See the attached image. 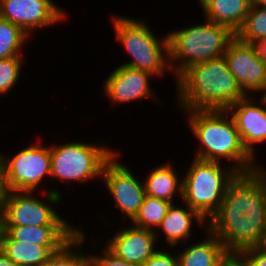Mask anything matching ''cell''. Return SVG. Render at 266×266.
<instances>
[{
    "label": "cell",
    "mask_w": 266,
    "mask_h": 266,
    "mask_svg": "<svg viewBox=\"0 0 266 266\" xmlns=\"http://www.w3.org/2000/svg\"><path fill=\"white\" fill-rule=\"evenodd\" d=\"M207 229L228 253L259 246L266 229V199L253 172L239 173L231 182Z\"/></svg>",
    "instance_id": "cell-1"
},
{
    "label": "cell",
    "mask_w": 266,
    "mask_h": 266,
    "mask_svg": "<svg viewBox=\"0 0 266 266\" xmlns=\"http://www.w3.org/2000/svg\"><path fill=\"white\" fill-rule=\"evenodd\" d=\"M11 192L7 177L6 155L0 152V200Z\"/></svg>",
    "instance_id": "cell-30"
},
{
    "label": "cell",
    "mask_w": 266,
    "mask_h": 266,
    "mask_svg": "<svg viewBox=\"0 0 266 266\" xmlns=\"http://www.w3.org/2000/svg\"><path fill=\"white\" fill-rule=\"evenodd\" d=\"M253 45L256 48L258 57L266 65V38L258 40L257 42L253 43Z\"/></svg>",
    "instance_id": "cell-33"
},
{
    "label": "cell",
    "mask_w": 266,
    "mask_h": 266,
    "mask_svg": "<svg viewBox=\"0 0 266 266\" xmlns=\"http://www.w3.org/2000/svg\"><path fill=\"white\" fill-rule=\"evenodd\" d=\"M203 232L206 234L205 239L182 244L184 249L177 251L178 266H217L228 254L213 233L208 229Z\"/></svg>",
    "instance_id": "cell-19"
},
{
    "label": "cell",
    "mask_w": 266,
    "mask_h": 266,
    "mask_svg": "<svg viewBox=\"0 0 266 266\" xmlns=\"http://www.w3.org/2000/svg\"><path fill=\"white\" fill-rule=\"evenodd\" d=\"M20 149L12 156L6 155L10 190L36 193L38 188L44 187L46 182L43 181L51 176L50 145H43L40 138L35 144L29 143V146Z\"/></svg>",
    "instance_id": "cell-9"
},
{
    "label": "cell",
    "mask_w": 266,
    "mask_h": 266,
    "mask_svg": "<svg viewBox=\"0 0 266 266\" xmlns=\"http://www.w3.org/2000/svg\"><path fill=\"white\" fill-rule=\"evenodd\" d=\"M217 266H243V264L237 254L228 253Z\"/></svg>",
    "instance_id": "cell-31"
},
{
    "label": "cell",
    "mask_w": 266,
    "mask_h": 266,
    "mask_svg": "<svg viewBox=\"0 0 266 266\" xmlns=\"http://www.w3.org/2000/svg\"><path fill=\"white\" fill-rule=\"evenodd\" d=\"M152 74L129 66L119 65L114 68L104 82V95L112 106L130 104L138 100L150 99L159 103L160 98L153 94L150 80ZM159 99V100H158Z\"/></svg>",
    "instance_id": "cell-13"
},
{
    "label": "cell",
    "mask_w": 266,
    "mask_h": 266,
    "mask_svg": "<svg viewBox=\"0 0 266 266\" xmlns=\"http://www.w3.org/2000/svg\"><path fill=\"white\" fill-rule=\"evenodd\" d=\"M0 266H16L0 249Z\"/></svg>",
    "instance_id": "cell-34"
},
{
    "label": "cell",
    "mask_w": 266,
    "mask_h": 266,
    "mask_svg": "<svg viewBox=\"0 0 266 266\" xmlns=\"http://www.w3.org/2000/svg\"><path fill=\"white\" fill-rule=\"evenodd\" d=\"M203 17L237 33L250 11L249 0H198Z\"/></svg>",
    "instance_id": "cell-18"
},
{
    "label": "cell",
    "mask_w": 266,
    "mask_h": 266,
    "mask_svg": "<svg viewBox=\"0 0 266 266\" xmlns=\"http://www.w3.org/2000/svg\"><path fill=\"white\" fill-rule=\"evenodd\" d=\"M203 22L167 33L171 75L175 78L190 65L224 56L228 44L236 37L226 26L205 18Z\"/></svg>",
    "instance_id": "cell-4"
},
{
    "label": "cell",
    "mask_w": 266,
    "mask_h": 266,
    "mask_svg": "<svg viewBox=\"0 0 266 266\" xmlns=\"http://www.w3.org/2000/svg\"><path fill=\"white\" fill-rule=\"evenodd\" d=\"M1 231H2V222H1V218H0V234H1Z\"/></svg>",
    "instance_id": "cell-37"
},
{
    "label": "cell",
    "mask_w": 266,
    "mask_h": 266,
    "mask_svg": "<svg viewBox=\"0 0 266 266\" xmlns=\"http://www.w3.org/2000/svg\"><path fill=\"white\" fill-rule=\"evenodd\" d=\"M254 97L246 96L226 110L235 122L244 148L256 159L255 147L266 142V97Z\"/></svg>",
    "instance_id": "cell-14"
},
{
    "label": "cell",
    "mask_w": 266,
    "mask_h": 266,
    "mask_svg": "<svg viewBox=\"0 0 266 266\" xmlns=\"http://www.w3.org/2000/svg\"><path fill=\"white\" fill-rule=\"evenodd\" d=\"M27 39L30 36L19 26L0 17V59L24 57L22 49Z\"/></svg>",
    "instance_id": "cell-23"
},
{
    "label": "cell",
    "mask_w": 266,
    "mask_h": 266,
    "mask_svg": "<svg viewBox=\"0 0 266 266\" xmlns=\"http://www.w3.org/2000/svg\"><path fill=\"white\" fill-rule=\"evenodd\" d=\"M66 14L53 0H0V17L19 26L29 36L36 29L65 21Z\"/></svg>",
    "instance_id": "cell-11"
},
{
    "label": "cell",
    "mask_w": 266,
    "mask_h": 266,
    "mask_svg": "<svg viewBox=\"0 0 266 266\" xmlns=\"http://www.w3.org/2000/svg\"><path fill=\"white\" fill-rule=\"evenodd\" d=\"M111 21L115 40L127 51L131 59L121 65L146 71L156 78L165 76L166 71L171 72L168 34L157 38L143 19L113 14Z\"/></svg>",
    "instance_id": "cell-5"
},
{
    "label": "cell",
    "mask_w": 266,
    "mask_h": 266,
    "mask_svg": "<svg viewBox=\"0 0 266 266\" xmlns=\"http://www.w3.org/2000/svg\"><path fill=\"white\" fill-rule=\"evenodd\" d=\"M224 57L228 70L247 96L255 92L266 94V65L258 57L253 44L244 43L235 37L228 44Z\"/></svg>",
    "instance_id": "cell-12"
},
{
    "label": "cell",
    "mask_w": 266,
    "mask_h": 266,
    "mask_svg": "<svg viewBox=\"0 0 266 266\" xmlns=\"http://www.w3.org/2000/svg\"><path fill=\"white\" fill-rule=\"evenodd\" d=\"M171 202L146 195L131 225L155 231L166 216Z\"/></svg>",
    "instance_id": "cell-24"
},
{
    "label": "cell",
    "mask_w": 266,
    "mask_h": 266,
    "mask_svg": "<svg viewBox=\"0 0 266 266\" xmlns=\"http://www.w3.org/2000/svg\"><path fill=\"white\" fill-rule=\"evenodd\" d=\"M260 162H257L255 168L253 169V173L260 179V182L262 183L264 195L266 199V167H262Z\"/></svg>",
    "instance_id": "cell-32"
},
{
    "label": "cell",
    "mask_w": 266,
    "mask_h": 266,
    "mask_svg": "<svg viewBox=\"0 0 266 266\" xmlns=\"http://www.w3.org/2000/svg\"><path fill=\"white\" fill-rule=\"evenodd\" d=\"M260 249H262L264 252H266V229L264 231V234H263V237H262V240L258 246Z\"/></svg>",
    "instance_id": "cell-35"
},
{
    "label": "cell",
    "mask_w": 266,
    "mask_h": 266,
    "mask_svg": "<svg viewBox=\"0 0 266 266\" xmlns=\"http://www.w3.org/2000/svg\"><path fill=\"white\" fill-rule=\"evenodd\" d=\"M174 79L175 100L182 111L226 110L247 96L224 56L190 65Z\"/></svg>",
    "instance_id": "cell-2"
},
{
    "label": "cell",
    "mask_w": 266,
    "mask_h": 266,
    "mask_svg": "<svg viewBox=\"0 0 266 266\" xmlns=\"http://www.w3.org/2000/svg\"><path fill=\"white\" fill-rule=\"evenodd\" d=\"M183 113L187 116L188 128L199 141L194 158L215 162L224 159L239 173L253 171L257 159L244 148L227 110H185Z\"/></svg>",
    "instance_id": "cell-3"
},
{
    "label": "cell",
    "mask_w": 266,
    "mask_h": 266,
    "mask_svg": "<svg viewBox=\"0 0 266 266\" xmlns=\"http://www.w3.org/2000/svg\"><path fill=\"white\" fill-rule=\"evenodd\" d=\"M24 57L0 59V95H8L17 86Z\"/></svg>",
    "instance_id": "cell-26"
},
{
    "label": "cell",
    "mask_w": 266,
    "mask_h": 266,
    "mask_svg": "<svg viewBox=\"0 0 266 266\" xmlns=\"http://www.w3.org/2000/svg\"><path fill=\"white\" fill-rule=\"evenodd\" d=\"M193 158L182 175V200L206 221L218 210L239 172L229 164ZM228 165V166H227Z\"/></svg>",
    "instance_id": "cell-6"
},
{
    "label": "cell",
    "mask_w": 266,
    "mask_h": 266,
    "mask_svg": "<svg viewBox=\"0 0 266 266\" xmlns=\"http://www.w3.org/2000/svg\"><path fill=\"white\" fill-rule=\"evenodd\" d=\"M236 37L248 44L266 38V5L251 6L250 11Z\"/></svg>",
    "instance_id": "cell-25"
},
{
    "label": "cell",
    "mask_w": 266,
    "mask_h": 266,
    "mask_svg": "<svg viewBox=\"0 0 266 266\" xmlns=\"http://www.w3.org/2000/svg\"><path fill=\"white\" fill-rule=\"evenodd\" d=\"M78 230L79 227L76 225L2 226L0 240H15L43 246H63Z\"/></svg>",
    "instance_id": "cell-17"
},
{
    "label": "cell",
    "mask_w": 266,
    "mask_h": 266,
    "mask_svg": "<svg viewBox=\"0 0 266 266\" xmlns=\"http://www.w3.org/2000/svg\"><path fill=\"white\" fill-rule=\"evenodd\" d=\"M148 172L142 180L146 195L169 201L172 204L176 202L174 200L177 195L182 200V177L180 178V174L171 162H163L162 165L154 166Z\"/></svg>",
    "instance_id": "cell-20"
},
{
    "label": "cell",
    "mask_w": 266,
    "mask_h": 266,
    "mask_svg": "<svg viewBox=\"0 0 266 266\" xmlns=\"http://www.w3.org/2000/svg\"><path fill=\"white\" fill-rule=\"evenodd\" d=\"M59 190L50 188L45 201L34 191H11L1 199L2 226H72L55 208L63 200Z\"/></svg>",
    "instance_id": "cell-8"
},
{
    "label": "cell",
    "mask_w": 266,
    "mask_h": 266,
    "mask_svg": "<svg viewBox=\"0 0 266 266\" xmlns=\"http://www.w3.org/2000/svg\"><path fill=\"white\" fill-rule=\"evenodd\" d=\"M251 6H263L266 5V0H249Z\"/></svg>",
    "instance_id": "cell-36"
},
{
    "label": "cell",
    "mask_w": 266,
    "mask_h": 266,
    "mask_svg": "<svg viewBox=\"0 0 266 266\" xmlns=\"http://www.w3.org/2000/svg\"><path fill=\"white\" fill-rule=\"evenodd\" d=\"M236 254L243 266H266V252L259 247L248 248Z\"/></svg>",
    "instance_id": "cell-28"
},
{
    "label": "cell",
    "mask_w": 266,
    "mask_h": 266,
    "mask_svg": "<svg viewBox=\"0 0 266 266\" xmlns=\"http://www.w3.org/2000/svg\"><path fill=\"white\" fill-rule=\"evenodd\" d=\"M62 246H43L15 240H0L1 251L16 266H43Z\"/></svg>",
    "instance_id": "cell-21"
},
{
    "label": "cell",
    "mask_w": 266,
    "mask_h": 266,
    "mask_svg": "<svg viewBox=\"0 0 266 266\" xmlns=\"http://www.w3.org/2000/svg\"><path fill=\"white\" fill-rule=\"evenodd\" d=\"M98 142V143H97ZM101 143V144H100ZM116 150L104 146L96 140L89 143L82 140L68 141V143L51 144V180L57 179L63 183L80 184L88 180L102 177L106 163L116 154Z\"/></svg>",
    "instance_id": "cell-7"
},
{
    "label": "cell",
    "mask_w": 266,
    "mask_h": 266,
    "mask_svg": "<svg viewBox=\"0 0 266 266\" xmlns=\"http://www.w3.org/2000/svg\"><path fill=\"white\" fill-rule=\"evenodd\" d=\"M182 203V206H176L177 203L171 204L166 216L154 231L157 241H159L160 235H165L164 241L171 250L175 247L177 249L178 245L185 244L192 239L190 237L193 235L194 221L198 223L197 225H201V229L202 227L204 230L207 229V221L196 210L191 209L184 202Z\"/></svg>",
    "instance_id": "cell-16"
},
{
    "label": "cell",
    "mask_w": 266,
    "mask_h": 266,
    "mask_svg": "<svg viewBox=\"0 0 266 266\" xmlns=\"http://www.w3.org/2000/svg\"><path fill=\"white\" fill-rule=\"evenodd\" d=\"M102 251L90 254V266H135L115 255L105 244ZM101 253V254H100Z\"/></svg>",
    "instance_id": "cell-27"
},
{
    "label": "cell",
    "mask_w": 266,
    "mask_h": 266,
    "mask_svg": "<svg viewBox=\"0 0 266 266\" xmlns=\"http://www.w3.org/2000/svg\"><path fill=\"white\" fill-rule=\"evenodd\" d=\"M86 237V233L80 228L68 242L49 257L43 266H90V253L87 255L81 252Z\"/></svg>",
    "instance_id": "cell-22"
},
{
    "label": "cell",
    "mask_w": 266,
    "mask_h": 266,
    "mask_svg": "<svg viewBox=\"0 0 266 266\" xmlns=\"http://www.w3.org/2000/svg\"><path fill=\"white\" fill-rule=\"evenodd\" d=\"M158 249L147 261H145L141 266H178V256L177 253L166 252L167 249ZM176 253V254H174Z\"/></svg>",
    "instance_id": "cell-29"
},
{
    "label": "cell",
    "mask_w": 266,
    "mask_h": 266,
    "mask_svg": "<svg viewBox=\"0 0 266 266\" xmlns=\"http://www.w3.org/2000/svg\"><path fill=\"white\" fill-rule=\"evenodd\" d=\"M121 155L116 154L106 163L103 168L101 180L107 188L115 203L114 206L122 213V222H131L141 207L146 196L144 184L136 178V174L130 171L125 163L118 159Z\"/></svg>",
    "instance_id": "cell-10"
},
{
    "label": "cell",
    "mask_w": 266,
    "mask_h": 266,
    "mask_svg": "<svg viewBox=\"0 0 266 266\" xmlns=\"http://www.w3.org/2000/svg\"><path fill=\"white\" fill-rule=\"evenodd\" d=\"M129 224L119 227L105 245L119 258L141 266L159 249L156 246L157 238L154 231Z\"/></svg>",
    "instance_id": "cell-15"
}]
</instances>
